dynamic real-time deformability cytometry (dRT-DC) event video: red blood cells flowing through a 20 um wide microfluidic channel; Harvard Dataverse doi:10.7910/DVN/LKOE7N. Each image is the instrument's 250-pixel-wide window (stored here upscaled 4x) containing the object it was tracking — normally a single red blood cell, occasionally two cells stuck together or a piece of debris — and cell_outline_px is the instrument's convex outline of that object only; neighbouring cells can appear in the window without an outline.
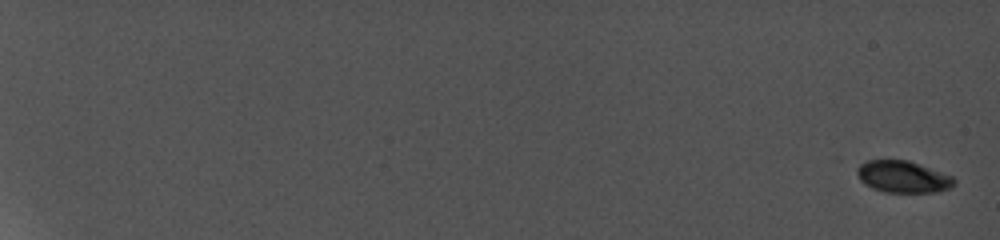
{"species": "common noctule bat (a hibernating species)", "species_latin": "Nyctalus noctula", "temperature_condition": "cold", "stored_images_in_passage": 14, "camera_frame_rate_fps": 5000, "um_per_image_px": 0.085, "animal": {"sex": "female", "body_mass_g": 19.0, "forearm_length_mm": 56.7}, "frame": {"image": 1, "passage_image": 1, "time_ms": 0.0, "image_size_px": [1000, 240], "cell_outline_px": [[956, 180], [948, 188], [928, 192], [892, 192], [876, 188], [868, 184], [860, 176], [860, 164], [868, 160], [904, 160], [952, 176]], "centroid_in_image_um": [76.79, 15.01], "position_along_channel_um": 8.2, "area_um2": 16.76}}
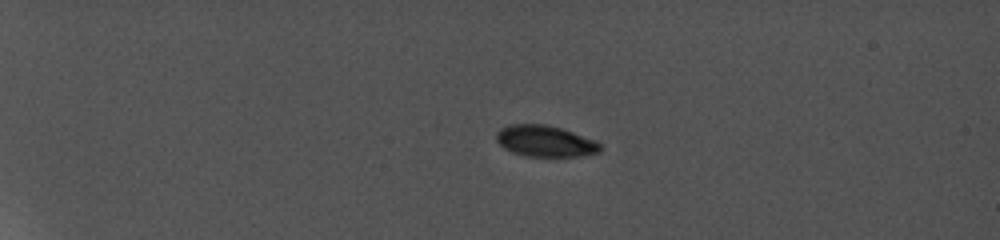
{"frame": {"image": 2, "passage_image": 7, "time_ms": 5.4, "image_size_px": [1000, 240], "cell_outline_px": [[600, 148], [596, 152], [572, 156], [528, 156], [516, 152], [500, 144], [496, 140], [496, 136], [504, 128], [512, 124], [544, 124], [560, 128], [592, 140], [600, 144]], "centroid_in_image_um": [46.31, 11.98], "position_along_channel_um": 38.7, "area_um2": 17.86}}
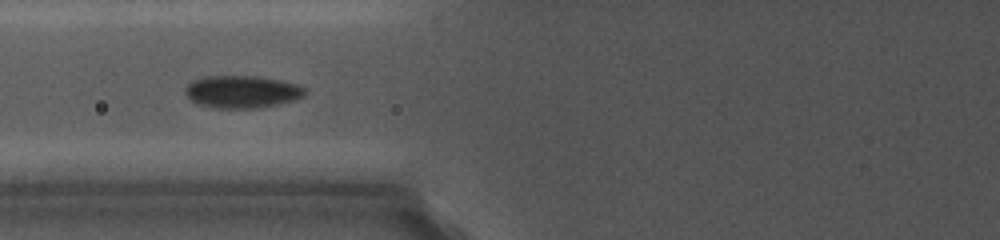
{"frame": {"image": 3, "passage_image": 12, "time_ms": 9.8, "image_size_px": [1000, 240], "cell_outline_px": [[304, 92], [300, 96], [292, 100], [276, 104], [256, 108], [216, 108], [200, 104], [192, 100], [188, 96], [188, 84], [196, 80], [212, 76], [252, 76], [280, 80], [296, 84], [304, 88]], "centroid_in_image_um": [20.58, 7.8], "position_along_channel_um": 105.2, "area_um2": 21.73}}